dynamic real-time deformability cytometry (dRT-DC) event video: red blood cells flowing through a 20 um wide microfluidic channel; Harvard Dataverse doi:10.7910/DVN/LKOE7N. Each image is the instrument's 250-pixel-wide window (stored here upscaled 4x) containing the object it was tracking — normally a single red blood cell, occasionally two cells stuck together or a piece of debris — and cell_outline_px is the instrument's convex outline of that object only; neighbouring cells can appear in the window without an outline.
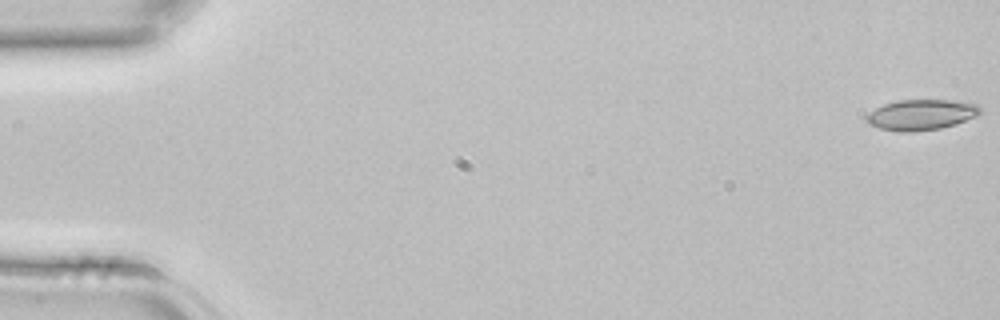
{"species": "common noctule bat (a hibernating species)", "species_latin": "Nyctalus noctula", "temperature_condition": "room temperature", "stored_images_in_passage": 3, "camera_frame_rate_fps": 3000, "um_per_image_px": 0.085, "animal": {"sex": "female", "body_mass_g": 22.7, "forearm_length_mm": 54.2}, "frame": {"image": 1, "passage_image": 1, "time_ms": 0.0, "image_size_px": [1000, 320], "cell_outline_px": [[980, 112], [976, 116], [956, 124], [940, 128], [912, 132], [900, 132], [880, 128], [868, 124], [864, 120], [864, 116], [868, 112], [884, 104], [896, 100], [952, 100], [976, 104], [980, 108]], "centroid_in_image_um": [78.24, 9.75], "position_along_channel_um": 6.8, "area_um2": 20.35}}
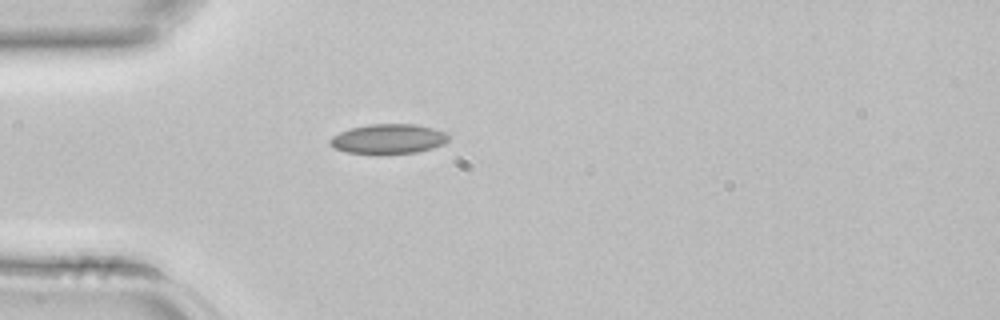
{"frame": {"image": 2, "passage_image": 3, "time_ms": 0.667, "image_size_px": [1000, 320], "cell_outline_px": [[448, 140], [444, 144], [432, 148], [416, 152], [348, 152], [336, 148], [328, 144], [328, 140], [332, 136], [340, 132], [352, 128], [368, 124], [412, 124], [432, 128], [448, 132]], "centroid_in_image_um": [33.03, 11.78], "position_along_channel_um": 52.0, "area_um2": 20.0}}